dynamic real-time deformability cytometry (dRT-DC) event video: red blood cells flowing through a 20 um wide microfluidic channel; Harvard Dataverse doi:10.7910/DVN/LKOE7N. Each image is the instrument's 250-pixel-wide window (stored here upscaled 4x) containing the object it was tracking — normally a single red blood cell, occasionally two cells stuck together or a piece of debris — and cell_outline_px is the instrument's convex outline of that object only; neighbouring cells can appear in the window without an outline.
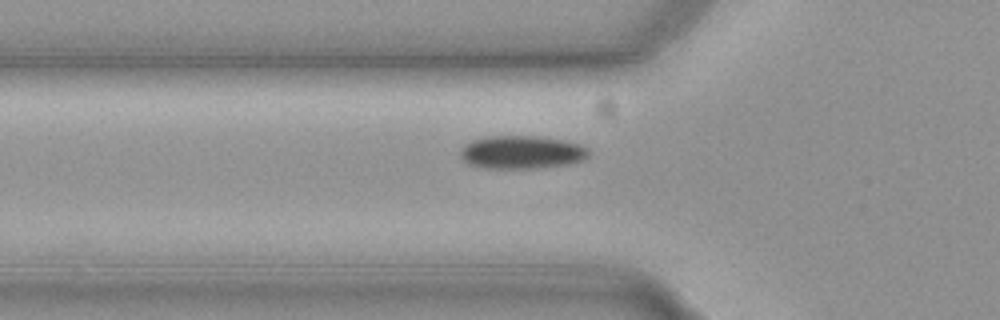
{"species": "common noctule bat (a hibernating species)", "species_latin": "Nyctalus noctula", "temperature_condition": "cold", "stored_images_in_passage": 33, "camera_frame_rate_fps": 3000, "um_per_image_px": 0.085, "animal": {"sex": "female", "body_mass_g": 19.3, "forearm_length_mm": 54.1}, "frame": {"image": 1, "passage_image": 3, "time_ms": 0.667, "image_size_px": [1000, 320], "cell_outline_px": [[588, 156], [580, 160], [568, 164], [536, 168], [484, 168], [468, 164], [460, 156], [460, 148], [464, 144], [472, 140], [488, 136], [536, 136], [560, 140], [580, 144], [588, 148]], "centroid_in_image_um": [44.29, 12.94], "position_along_channel_um": 81.5, "area_um2": 24.68}}
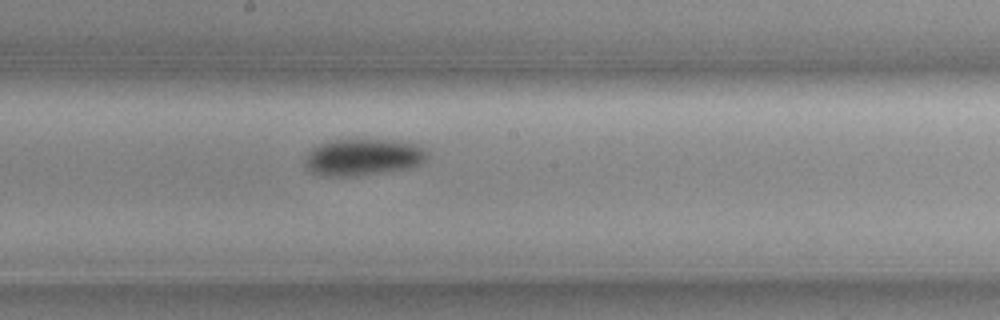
{"frame": {"image": 2, "passage_image": 14, "time_ms": 4.333, "image_size_px": [1000, 320], "cell_outline_px": [[428, 156], [420, 164], [408, 168], [384, 172], [356, 176], [320, 176], [312, 172], [304, 164], [304, 160], [308, 152], [312, 148], [320, 144], [332, 140], [356, 136], [416, 144], [424, 148], [428, 152]], "centroid_in_image_um": [30.83, 13.32], "position_along_channel_um": 217.4, "area_um2": 26.88}}
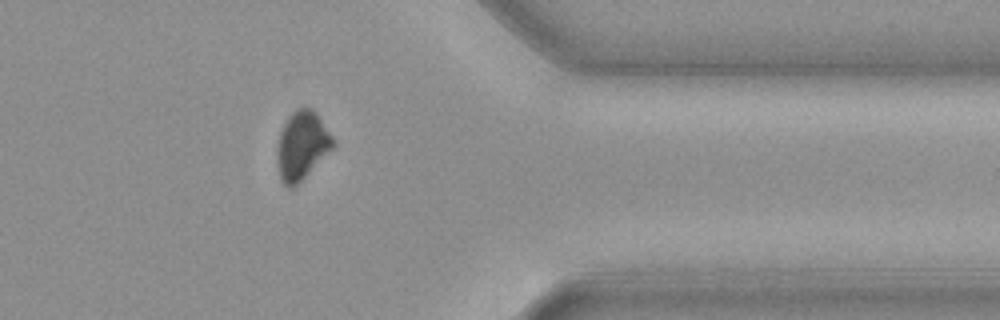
{"frame": {"image": 3, "passage_image": 29, "time_ms": 9.333, "image_size_px": [1000, 320], "cell_outline_px": [[336, 144], [292, 188], [288, 188], [280, 180], [276, 160], [276, 148], [280, 132], [288, 116], [296, 108], [312, 108], [316, 112], [332, 136]], "centroid_in_image_um": [25.62, 12.34], "position_along_channel_um": 385.8, "area_um2": 22.02}, "authors_computed_cell_mechanics": {"area_um2": 25.0274, "velocity_mm_per_s": 3.7006, "shape_relaxation_time_tau1_ms": 4.7352, "shape_relaxation_time_tau2_ms": null, "deformation_change_tau1": 0.0736, "deformation_change_tau2": null}}